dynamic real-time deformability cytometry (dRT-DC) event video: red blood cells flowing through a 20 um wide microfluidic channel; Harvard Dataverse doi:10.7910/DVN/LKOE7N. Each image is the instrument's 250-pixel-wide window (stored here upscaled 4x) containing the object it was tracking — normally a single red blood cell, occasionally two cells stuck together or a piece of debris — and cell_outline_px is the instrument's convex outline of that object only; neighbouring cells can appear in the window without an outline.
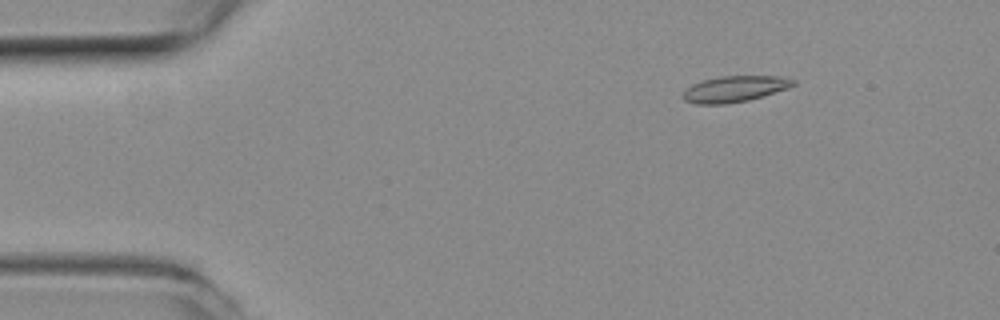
{"species": "common noctule bat (a hibernating species)", "species_latin": "Nyctalus noctula", "temperature_condition": "room temperature", "stored_images_in_passage": 13, "camera_frame_rate_fps": 3000, "um_per_image_px": 0.085, "animal": {"sex": "female", "body_mass_g": 19.3, "forearm_length_mm": 54.1}, "frame": {"image": 1, "passage_image": 7, "time_ms": 2.0, "image_size_px": [1000, 320], "cell_outline_px": [[796, 84], [788, 88], [764, 96], [748, 100], [724, 104], [696, 104], [684, 100], [684, 92], [692, 84], [704, 80], [720, 76], [784, 76], [796, 80]], "centroid_in_image_um": [62.5, 7.55], "position_along_channel_um": 22.5, "area_um2": 16.7}}